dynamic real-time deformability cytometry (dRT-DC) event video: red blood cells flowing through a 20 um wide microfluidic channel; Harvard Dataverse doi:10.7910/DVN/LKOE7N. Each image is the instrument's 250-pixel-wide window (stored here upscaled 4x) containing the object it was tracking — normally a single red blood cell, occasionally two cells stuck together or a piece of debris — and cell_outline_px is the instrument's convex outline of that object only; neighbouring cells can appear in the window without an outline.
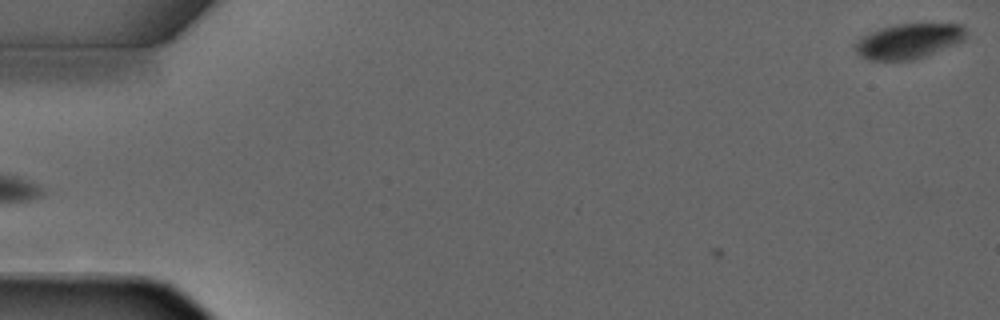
{"species": "common noctule bat (a hibernating species)", "species_latin": "Nyctalus noctula", "temperature_condition": "warm", "stored_images_in_passage": 2, "camera_frame_rate_fps": 3000, "um_per_image_px": 0.085, "animal": {"sex": "male", "forearm_length_mm": 52.5}, "frame": {"image": 1, "passage_image": 2, "time_ms": 2.0, "image_size_px": [1000, 320], "cell_outline_px": [[968, 36], [964, 40], [956, 44], [924, 56], [912, 60], [872, 60], [860, 56], [856, 52], [856, 44], [864, 36], [880, 28], [900, 24], [960, 24], [964, 28]], "centroid_in_image_um": [77.28, 3.49], "position_along_channel_um": 7.7, "area_um2": 22.2}}